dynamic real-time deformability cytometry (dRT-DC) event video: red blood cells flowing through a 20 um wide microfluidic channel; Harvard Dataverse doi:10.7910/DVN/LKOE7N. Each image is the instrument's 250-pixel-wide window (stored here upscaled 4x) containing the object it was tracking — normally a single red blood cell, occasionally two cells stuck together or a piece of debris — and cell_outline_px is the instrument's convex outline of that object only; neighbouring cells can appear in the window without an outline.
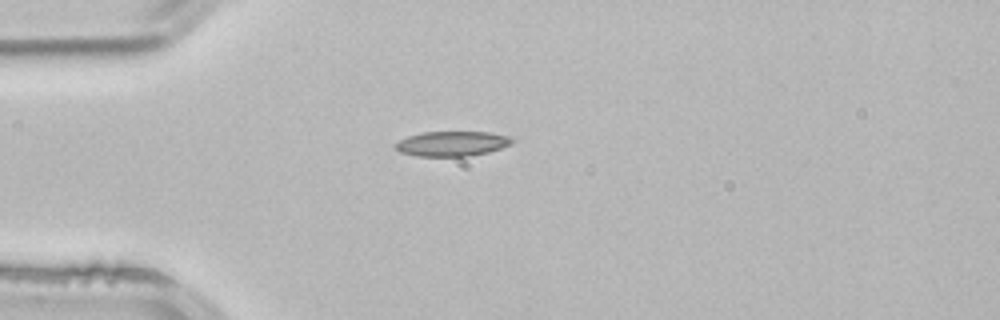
{"species": "common noctule bat (a hibernating species)", "species_latin": "Nyctalus noctula", "temperature_condition": "room temperature", "stored_images_in_passage": 2, "camera_frame_rate_fps": 3000, "um_per_image_px": 0.085, "animal": {"sex": "male", "body_mass_g": 21.5, "forearm_length_mm": 52.0}, "frame": {"image": 1, "passage_image": 2, "time_ms": 0.333, "image_size_px": [1000, 320], "cell_outline_px": [[516, 140], [512, 144], [488, 152], [468, 156], [416, 156], [400, 152], [396, 148], [396, 144], [400, 140], [408, 136], [424, 132], [488, 132], [508, 136]], "centroid_in_image_um": [38.45, 12.21], "position_along_channel_um": 46.5, "area_um2": 16.82}}